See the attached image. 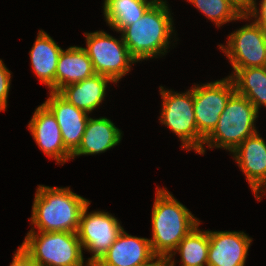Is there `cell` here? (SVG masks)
<instances>
[{"label": "cell", "mask_w": 266, "mask_h": 266, "mask_svg": "<svg viewBox=\"0 0 266 266\" xmlns=\"http://www.w3.org/2000/svg\"><path fill=\"white\" fill-rule=\"evenodd\" d=\"M114 83L101 74L71 83L61 88L58 93L72 105L91 114L105 99L108 83Z\"/></svg>", "instance_id": "ac0fdd59"}, {"label": "cell", "mask_w": 266, "mask_h": 266, "mask_svg": "<svg viewBox=\"0 0 266 266\" xmlns=\"http://www.w3.org/2000/svg\"><path fill=\"white\" fill-rule=\"evenodd\" d=\"M84 48L92 61L95 74L109 77L115 84L131 71L136 60L124 43L123 37L117 39L104 31L84 32Z\"/></svg>", "instance_id": "52a82bcc"}, {"label": "cell", "mask_w": 266, "mask_h": 266, "mask_svg": "<svg viewBox=\"0 0 266 266\" xmlns=\"http://www.w3.org/2000/svg\"><path fill=\"white\" fill-rule=\"evenodd\" d=\"M20 247L38 266H91L83 258L77 233L42 232L32 227Z\"/></svg>", "instance_id": "277c9868"}, {"label": "cell", "mask_w": 266, "mask_h": 266, "mask_svg": "<svg viewBox=\"0 0 266 266\" xmlns=\"http://www.w3.org/2000/svg\"><path fill=\"white\" fill-rule=\"evenodd\" d=\"M13 260L9 266H38L19 246L14 252Z\"/></svg>", "instance_id": "484cf974"}, {"label": "cell", "mask_w": 266, "mask_h": 266, "mask_svg": "<svg viewBox=\"0 0 266 266\" xmlns=\"http://www.w3.org/2000/svg\"><path fill=\"white\" fill-rule=\"evenodd\" d=\"M206 16L207 19L215 23L217 27L225 25L227 22L244 20L242 16L229 0H187Z\"/></svg>", "instance_id": "603a6c76"}, {"label": "cell", "mask_w": 266, "mask_h": 266, "mask_svg": "<svg viewBox=\"0 0 266 266\" xmlns=\"http://www.w3.org/2000/svg\"><path fill=\"white\" fill-rule=\"evenodd\" d=\"M236 10L246 16L254 7L256 0H229Z\"/></svg>", "instance_id": "4316f807"}, {"label": "cell", "mask_w": 266, "mask_h": 266, "mask_svg": "<svg viewBox=\"0 0 266 266\" xmlns=\"http://www.w3.org/2000/svg\"><path fill=\"white\" fill-rule=\"evenodd\" d=\"M257 5L255 2L253 9L246 15L245 20L248 19L249 21L253 17L255 19L253 22L266 31V0H261L258 7Z\"/></svg>", "instance_id": "d4e9b609"}, {"label": "cell", "mask_w": 266, "mask_h": 266, "mask_svg": "<svg viewBox=\"0 0 266 266\" xmlns=\"http://www.w3.org/2000/svg\"><path fill=\"white\" fill-rule=\"evenodd\" d=\"M28 129L40 150L63 165L71 159L72 154L63 144L59 125L52 112L42 103L29 121Z\"/></svg>", "instance_id": "4fadbf2b"}, {"label": "cell", "mask_w": 266, "mask_h": 266, "mask_svg": "<svg viewBox=\"0 0 266 266\" xmlns=\"http://www.w3.org/2000/svg\"><path fill=\"white\" fill-rule=\"evenodd\" d=\"M55 116L66 149L73 154L81 144L89 115L78 109L58 92L50 91L43 103Z\"/></svg>", "instance_id": "7c38bea8"}, {"label": "cell", "mask_w": 266, "mask_h": 266, "mask_svg": "<svg viewBox=\"0 0 266 266\" xmlns=\"http://www.w3.org/2000/svg\"><path fill=\"white\" fill-rule=\"evenodd\" d=\"M162 97L160 123L175 133L181 140V147L199 153L203 149L204 137L198 132L194 107L193 87L186 92L178 93L159 88Z\"/></svg>", "instance_id": "8992f818"}, {"label": "cell", "mask_w": 266, "mask_h": 266, "mask_svg": "<svg viewBox=\"0 0 266 266\" xmlns=\"http://www.w3.org/2000/svg\"><path fill=\"white\" fill-rule=\"evenodd\" d=\"M209 230H200L199 225L186 235L168 258L180 254V266H207Z\"/></svg>", "instance_id": "7402d4cb"}, {"label": "cell", "mask_w": 266, "mask_h": 266, "mask_svg": "<svg viewBox=\"0 0 266 266\" xmlns=\"http://www.w3.org/2000/svg\"><path fill=\"white\" fill-rule=\"evenodd\" d=\"M258 113L247 98L235 92L221 113L217 126L204 139L203 149L198 154L204 155L205 144L211 149L224 148L232 153L247 137L258 132L255 127Z\"/></svg>", "instance_id": "5b68a950"}, {"label": "cell", "mask_w": 266, "mask_h": 266, "mask_svg": "<svg viewBox=\"0 0 266 266\" xmlns=\"http://www.w3.org/2000/svg\"><path fill=\"white\" fill-rule=\"evenodd\" d=\"M218 47L232 69L266 67V32L253 21L229 34L227 45Z\"/></svg>", "instance_id": "30bf717a"}, {"label": "cell", "mask_w": 266, "mask_h": 266, "mask_svg": "<svg viewBox=\"0 0 266 266\" xmlns=\"http://www.w3.org/2000/svg\"><path fill=\"white\" fill-rule=\"evenodd\" d=\"M229 77L235 92L247 98L258 111L266 107V67L233 69Z\"/></svg>", "instance_id": "ffe728a7"}, {"label": "cell", "mask_w": 266, "mask_h": 266, "mask_svg": "<svg viewBox=\"0 0 266 266\" xmlns=\"http://www.w3.org/2000/svg\"><path fill=\"white\" fill-rule=\"evenodd\" d=\"M166 266H175L174 258H167L166 259Z\"/></svg>", "instance_id": "f1b7e54d"}, {"label": "cell", "mask_w": 266, "mask_h": 266, "mask_svg": "<svg viewBox=\"0 0 266 266\" xmlns=\"http://www.w3.org/2000/svg\"><path fill=\"white\" fill-rule=\"evenodd\" d=\"M173 17L166 0H156L142 15L122 32L130 55L137 61L164 56L174 34ZM173 33V34H172Z\"/></svg>", "instance_id": "7a4b0ae2"}, {"label": "cell", "mask_w": 266, "mask_h": 266, "mask_svg": "<svg viewBox=\"0 0 266 266\" xmlns=\"http://www.w3.org/2000/svg\"><path fill=\"white\" fill-rule=\"evenodd\" d=\"M122 140V131L106 118H91L86 125L82 141L71 159L81 155L101 154L117 146Z\"/></svg>", "instance_id": "2e32d148"}, {"label": "cell", "mask_w": 266, "mask_h": 266, "mask_svg": "<svg viewBox=\"0 0 266 266\" xmlns=\"http://www.w3.org/2000/svg\"><path fill=\"white\" fill-rule=\"evenodd\" d=\"M142 266H166V259L156 257L151 263Z\"/></svg>", "instance_id": "83f0119b"}, {"label": "cell", "mask_w": 266, "mask_h": 266, "mask_svg": "<svg viewBox=\"0 0 266 266\" xmlns=\"http://www.w3.org/2000/svg\"><path fill=\"white\" fill-rule=\"evenodd\" d=\"M172 195L167 188L157 186L151 213V248L163 259H167L180 241L200 225V220Z\"/></svg>", "instance_id": "6da1fadb"}, {"label": "cell", "mask_w": 266, "mask_h": 266, "mask_svg": "<svg viewBox=\"0 0 266 266\" xmlns=\"http://www.w3.org/2000/svg\"><path fill=\"white\" fill-rule=\"evenodd\" d=\"M90 203L83 209L77 231L82 249L92 253L87 262L94 266L108 251L124 229L119 220L109 212H88Z\"/></svg>", "instance_id": "ba28073f"}, {"label": "cell", "mask_w": 266, "mask_h": 266, "mask_svg": "<svg viewBox=\"0 0 266 266\" xmlns=\"http://www.w3.org/2000/svg\"><path fill=\"white\" fill-rule=\"evenodd\" d=\"M233 159L260 202L266 195V142L259 132L247 137L233 152Z\"/></svg>", "instance_id": "8fae6325"}, {"label": "cell", "mask_w": 266, "mask_h": 266, "mask_svg": "<svg viewBox=\"0 0 266 266\" xmlns=\"http://www.w3.org/2000/svg\"><path fill=\"white\" fill-rule=\"evenodd\" d=\"M62 48L44 30H39L29 55L32 70L41 81L55 92V74Z\"/></svg>", "instance_id": "e0dca14e"}, {"label": "cell", "mask_w": 266, "mask_h": 266, "mask_svg": "<svg viewBox=\"0 0 266 266\" xmlns=\"http://www.w3.org/2000/svg\"><path fill=\"white\" fill-rule=\"evenodd\" d=\"M156 257L148 238L132 236L123 229L94 266H142Z\"/></svg>", "instance_id": "9a60e30c"}, {"label": "cell", "mask_w": 266, "mask_h": 266, "mask_svg": "<svg viewBox=\"0 0 266 266\" xmlns=\"http://www.w3.org/2000/svg\"><path fill=\"white\" fill-rule=\"evenodd\" d=\"M95 74L92 61L84 47L71 46L62 50L55 74V92L64 86L83 81Z\"/></svg>", "instance_id": "d6986e66"}, {"label": "cell", "mask_w": 266, "mask_h": 266, "mask_svg": "<svg viewBox=\"0 0 266 266\" xmlns=\"http://www.w3.org/2000/svg\"><path fill=\"white\" fill-rule=\"evenodd\" d=\"M252 241L243 231H209L207 266H245Z\"/></svg>", "instance_id": "5bb4252c"}, {"label": "cell", "mask_w": 266, "mask_h": 266, "mask_svg": "<svg viewBox=\"0 0 266 266\" xmlns=\"http://www.w3.org/2000/svg\"><path fill=\"white\" fill-rule=\"evenodd\" d=\"M156 0H104L103 15L106 23L121 33L127 26L139 20Z\"/></svg>", "instance_id": "44dd1931"}, {"label": "cell", "mask_w": 266, "mask_h": 266, "mask_svg": "<svg viewBox=\"0 0 266 266\" xmlns=\"http://www.w3.org/2000/svg\"><path fill=\"white\" fill-rule=\"evenodd\" d=\"M89 203L70 187L38 185L29 220L38 231L77 233L81 213Z\"/></svg>", "instance_id": "3957f363"}, {"label": "cell", "mask_w": 266, "mask_h": 266, "mask_svg": "<svg viewBox=\"0 0 266 266\" xmlns=\"http://www.w3.org/2000/svg\"><path fill=\"white\" fill-rule=\"evenodd\" d=\"M11 86V72L0 59V111H6Z\"/></svg>", "instance_id": "cb8c5ba5"}, {"label": "cell", "mask_w": 266, "mask_h": 266, "mask_svg": "<svg viewBox=\"0 0 266 266\" xmlns=\"http://www.w3.org/2000/svg\"><path fill=\"white\" fill-rule=\"evenodd\" d=\"M235 93L228 76L221 80L193 86V107L198 132L206 138L217 126L229 98Z\"/></svg>", "instance_id": "9c48e42d"}]
</instances>
